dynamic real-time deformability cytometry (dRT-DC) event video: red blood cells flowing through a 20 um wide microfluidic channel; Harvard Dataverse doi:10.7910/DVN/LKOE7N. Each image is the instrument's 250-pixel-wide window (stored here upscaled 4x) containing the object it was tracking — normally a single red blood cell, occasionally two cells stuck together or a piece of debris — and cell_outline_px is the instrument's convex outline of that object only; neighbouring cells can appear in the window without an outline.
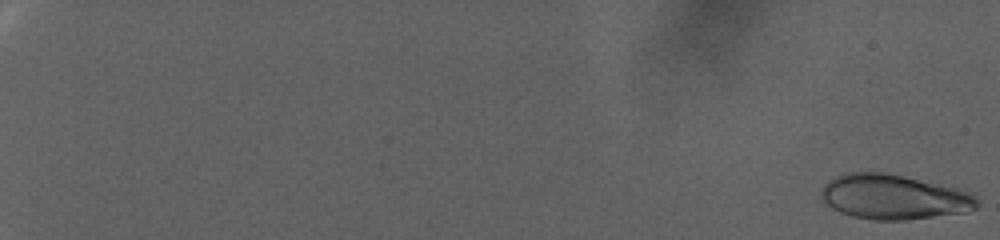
{"species": "human", "species_latin": "Homo sapiens", "temperature_condition": "warm", "stored_images_in_passage": 46, "camera_frame_rate_fps": 3000, "um_per_image_px": 0.085, "donor": {"sex": "female"}, "frame": {"image": 1, "passage_image": 1, "time_ms": 0.0, "image_size_px": [1000, 240], "cell_outline_px": [[980, 204], [976, 208], [968, 212], [908, 220], [872, 220], [852, 216], [840, 212], [832, 208], [820, 196], [820, 192], [824, 184], [828, 180], [836, 176], [848, 172], [884, 172], [964, 188], [976, 196]], "centroid_in_image_um": [76.03, 16.73], "position_along_channel_um": 9.0, "area_um2": 41.38}}
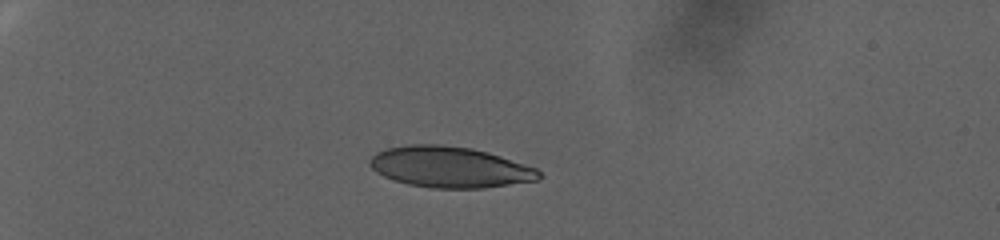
{"frame": {"image": 2, "passage_image": 31, "time_ms": 10.0, "image_size_px": [1000, 240], "cell_outline_px": [[544, 176], [540, 180], [484, 188], [432, 188], [408, 184], [384, 176], [376, 172], [368, 164], [368, 160], [376, 152], [388, 148], [408, 144], [440, 144], [472, 148], [488, 152], [536, 168]], "centroid_in_image_um": [38.25, 14.2], "position_along_channel_um": 46.8, "area_um2": 40.52}}
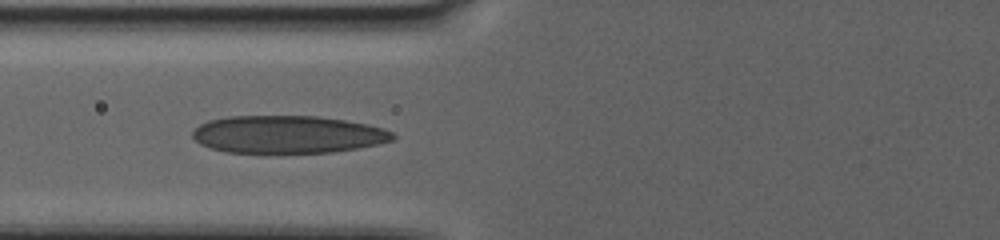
{"frame": {"image": 3, "passage_image": 46, "time_ms": 15.0, "image_size_px": [1000, 240], "cell_outline_px": [[396, 136], [392, 140], [360, 148], [332, 152], [228, 152], [212, 148], [200, 144], [192, 136], [192, 132], [200, 124], [208, 120], [228, 116], [320, 116], [368, 124], [384, 128], [392, 132]], "centroid_in_image_um": [24.47, 11.41], "position_along_channel_um": 101.3, "area_um2": 43.75}}